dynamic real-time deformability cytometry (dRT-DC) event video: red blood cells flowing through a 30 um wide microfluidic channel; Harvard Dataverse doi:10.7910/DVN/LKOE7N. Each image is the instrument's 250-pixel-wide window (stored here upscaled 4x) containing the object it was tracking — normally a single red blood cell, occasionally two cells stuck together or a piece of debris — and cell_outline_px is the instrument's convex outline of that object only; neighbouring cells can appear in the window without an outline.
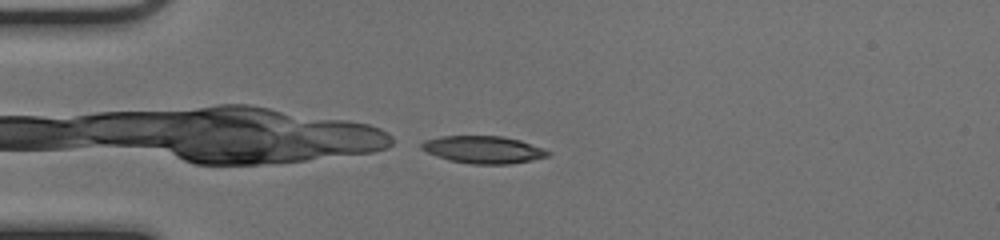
{"species": "common noctule bat (a hibernating species)", "species_latin": "Nyctalus noctula", "temperature_condition": "cold", "stored_images_in_passage": 39, "camera_frame_rate_fps": 3000, "um_per_image_px": 0.085, "animal": {"sex": "female", "body_mass_g": 17.0, "forearm_length_mm": 48.0}, "frame": {"image": 1, "passage_image": 1, "time_ms": 0.0, "image_size_px": [1000, 240], "cell_outline_px": [[552, 152], [548, 156], [532, 160], [508, 164], [472, 164], [448, 160], [436, 156], [420, 148], [420, 144], [424, 140], [440, 136], [500, 136], [520, 140], [544, 148]], "centroid_in_image_um": [41.08, 12.72], "position_along_channel_um": 43.9, "area_um2": 20.23}}
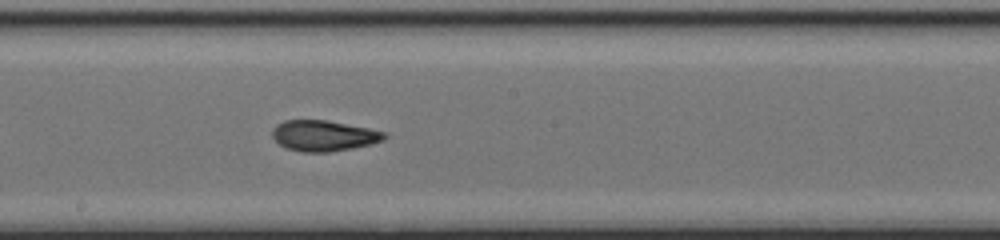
{"frame": {"image": 2, "passage_image": 16, "time_ms": 5.0, "image_size_px": [1000, 240], "cell_outline_px": [[388, 136], [384, 140], [372, 144], [352, 148], [328, 152], [300, 152], [284, 148], [272, 136], [272, 128], [276, 124], [284, 120], [324, 120], [368, 128], [384, 132]], "centroid_in_image_um": [27.49, 11.54], "position_along_channel_um": 220.7, "area_um2": 20.11}}
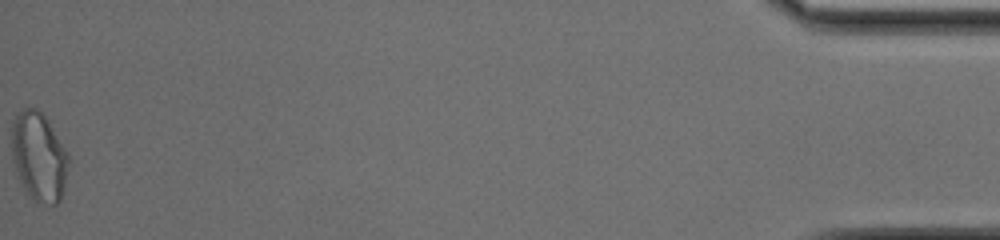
{"frame": {"image": 3, "passage_image": 39, "time_ms": 12.667, "image_size_px": [1000, 240], "cell_outline_px": [[68, 164], [64, 184], [60, 200], [56, 204], [44, 204], [32, 200], [20, 180], [16, 172], [12, 160], [12, 120], [16, 112], [24, 108], [36, 108], [48, 120], [68, 152]], "centroid_in_image_um": [3.29, 13.29], "position_along_channel_um": 431.9, "area_um2": 29.36}, "authors_computed_cell_mechanics": {"area_um2": 20.5768, "velocity_mm_per_s": 4.0481, "shape_relaxation_time_tau1_ms": null, "shape_relaxation_time_tau2_ms": 3.0392, "deformation_change_tau1": null, "deformation_change_tau2": 0.1127}}